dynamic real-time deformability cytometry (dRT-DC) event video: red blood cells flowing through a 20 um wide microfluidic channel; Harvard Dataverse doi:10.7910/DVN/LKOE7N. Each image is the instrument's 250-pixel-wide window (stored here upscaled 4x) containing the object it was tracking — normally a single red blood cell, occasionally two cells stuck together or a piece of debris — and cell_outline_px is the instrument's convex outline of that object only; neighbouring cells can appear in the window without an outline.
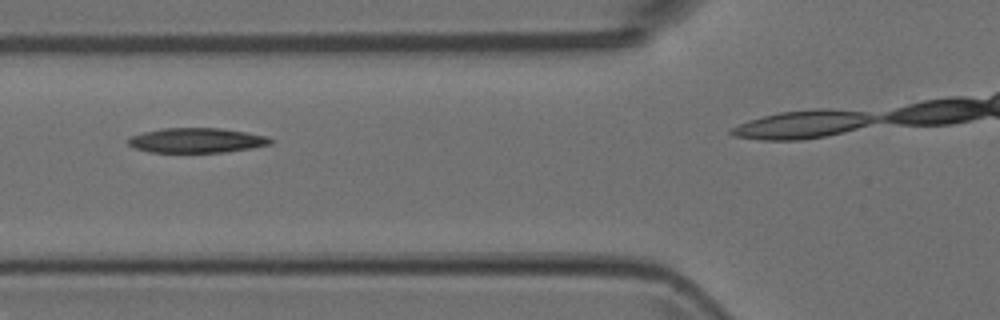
{"species": "Egyptian fruit bat (a non-hibernating species)", "species_latin": "Rousettus aegyptiacus", "temperature_condition": "room temperature", "stored_images_in_passage": 4, "camera_frame_rate_fps": 3000, "um_per_image_px": 0.085, "animal": {"sex": "female"}, "frame": {"image": 1, "passage_image": 3, "time_ms": 0.667, "image_size_px": [1000, 320], "cell_outline_px": [[276, 140], [272, 144], [252, 148], [224, 152], [148, 152], [136, 148], [128, 144], [128, 136], [160, 128], [220, 128], [268, 136]], "centroid_in_image_um": [16.73, 11.93], "position_along_channel_um": 109.1, "area_um2": 20.69}}